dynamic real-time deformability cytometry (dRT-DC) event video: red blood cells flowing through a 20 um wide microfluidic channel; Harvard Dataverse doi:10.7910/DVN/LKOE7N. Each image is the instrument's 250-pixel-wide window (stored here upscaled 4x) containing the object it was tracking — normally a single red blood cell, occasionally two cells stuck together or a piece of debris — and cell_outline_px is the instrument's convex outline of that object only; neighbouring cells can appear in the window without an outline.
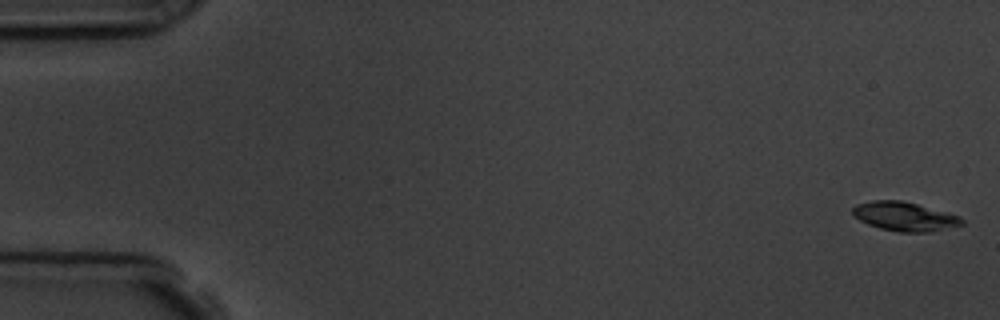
{"species": "common noctule bat (a hibernating species)", "species_latin": "Nyctalus noctula", "temperature_condition": "room temperature", "stored_images_in_passage": 6, "camera_frame_rate_fps": 3000, "um_per_image_px": 0.085, "animal": {"sex": "male", "body_mass_g": 19.5, "forearm_length_mm": 54.6}, "frame": {"image": 1, "passage_image": 1, "time_ms": 0.0, "image_size_px": [1000, 320], "cell_outline_px": [[964, 224], [928, 232], [900, 232], [880, 228], [868, 224], [852, 216], [852, 208], [856, 204], [872, 200], [900, 200], [948, 212], [960, 216], [964, 220]], "centroid_in_image_um": [76.87, 18.39], "position_along_channel_um": 8.1, "area_um2": 18.44}}
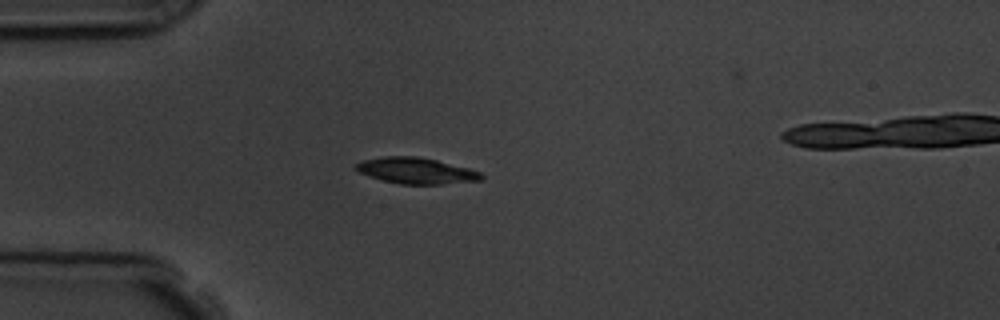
{"frame": {"image": 2, "passage_image": 5, "time_ms": 4.667, "image_size_px": [1000, 320], "cell_outline_px": [[484, 180], [440, 184], [400, 184], [368, 176], [360, 172], [356, 168], [356, 164], [364, 160], [384, 156], [416, 156], [436, 160], [468, 168], [480, 172], [484, 176]], "centroid_in_image_um": [35.41, 14.51], "position_along_channel_um": 49.6, "area_um2": 18.84}}